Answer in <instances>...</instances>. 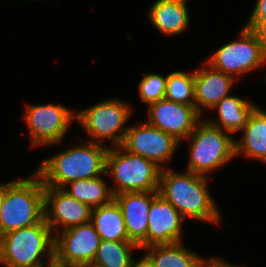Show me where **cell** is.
<instances>
[{"mask_svg":"<svg viewBox=\"0 0 266 267\" xmlns=\"http://www.w3.org/2000/svg\"><path fill=\"white\" fill-rule=\"evenodd\" d=\"M45 255L48 265L54 264V234L45 219L0 236L2 266L45 267Z\"/></svg>","mask_w":266,"mask_h":267,"instance_id":"4","label":"cell"},{"mask_svg":"<svg viewBox=\"0 0 266 267\" xmlns=\"http://www.w3.org/2000/svg\"><path fill=\"white\" fill-rule=\"evenodd\" d=\"M29 1H38V2H40V1H45V0H29Z\"/></svg>","mask_w":266,"mask_h":267,"instance_id":"32","label":"cell"},{"mask_svg":"<svg viewBox=\"0 0 266 267\" xmlns=\"http://www.w3.org/2000/svg\"><path fill=\"white\" fill-rule=\"evenodd\" d=\"M74 113V114H73ZM76 119V111L62 104H27L23 120L29 130L33 147L62 144L72 120Z\"/></svg>","mask_w":266,"mask_h":267,"instance_id":"9","label":"cell"},{"mask_svg":"<svg viewBox=\"0 0 266 267\" xmlns=\"http://www.w3.org/2000/svg\"><path fill=\"white\" fill-rule=\"evenodd\" d=\"M147 115L149 124L172 135L180 143L187 139L203 119L195 105L176 103L165 98L149 105Z\"/></svg>","mask_w":266,"mask_h":267,"instance_id":"13","label":"cell"},{"mask_svg":"<svg viewBox=\"0 0 266 267\" xmlns=\"http://www.w3.org/2000/svg\"><path fill=\"white\" fill-rule=\"evenodd\" d=\"M241 133V139H235V157L243 155L266 164V110L257 106Z\"/></svg>","mask_w":266,"mask_h":267,"instance_id":"18","label":"cell"},{"mask_svg":"<svg viewBox=\"0 0 266 267\" xmlns=\"http://www.w3.org/2000/svg\"><path fill=\"white\" fill-rule=\"evenodd\" d=\"M237 81L233 76L215 70L205 62L194 71L195 108L203 116L204 110H211L223 98L230 95Z\"/></svg>","mask_w":266,"mask_h":267,"instance_id":"15","label":"cell"},{"mask_svg":"<svg viewBox=\"0 0 266 267\" xmlns=\"http://www.w3.org/2000/svg\"><path fill=\"white\" fill-rule=\"evenodd\" d=\"M131 267H152L151 264L142 257L140 260H134L131 264Z\"/></svg>","mask_w":266,"mask_h":267,"instance_id":"29","label":"cell"},{"mask_svg":"<svg viewBox=\"0 0 266 267\" xmlns=\"http://www.w3.org/2000/svg\"><path fill=\"white\" fill-rule=\"evenodd\" d=\"M101 237L90 221L54 235V264L57 267H79L91 264Z\"/></svg>","mask_w":266,"mask_h":267,"instance_id":"10","label":"cell"},{"mask_svg":"<svg viewBox=\"0 0 266 267\" xmlns=\"http://www.w3.org/2000/svg\"><path fill=\"white\" fill-rule=\"evenodd\" d=\"M154 161L111 146L106 156V173L113 177L114 195L126 192H158L160 172Z\"/></svg>","mask_w":266,"mask_h":267,"instance_id":"6","label":"cell"},{"mask_svg":"<svg viewBox=\"0 0 266 267\" xmlns=\"http://www.w3.org/2000/svg\"><path fill=\"white\" fill-rule=\"evenodd\" d=\"M79 267H95V266H93L92 264H88V265H82V266H79Z\"/></svg>","mask_w":266,"mask_h":267,"instance_id":"31","label":"cell"},{"mask_svg":"<svg viewBox=\"0 0 266 267\" xmlns=\"http://www.w3.org/2000/svg\"><path fill=\"white\" fill-rule=\"evenodd\" d=\"M184 221L180 212L158 194L152 200L148 213L147 236L138 245L139 249L182 242Z\"/></svg>","mask_w":266,"mask_h":267,"instance_id":"14","label":"cell"},{"mask_svg":"<svg viewBox=\"0 0 266 267\" xmlns=\"http://www.w3.org/2000/svg\"><path fill=\"white\" fill-rule=\"evenodd\" d=\"M91 216L92 208L88 204L71 197L62 188L45 187L44 219L54 235L90 222Z\"/></svg>","mask_w":266,"mask_h":267,"instance_id":"12","label":"cell"},{"mask_svg":"<svg viewBox=\"0 0 266 267\" xmlns=\"http://www.w3.org/2000/svg\"><path fill=\"white\" fill-rule=\"evenodd\" d=\"M44 190L41 177L7 182V190L0 209V236L40 223L44 219Z\"/></svg>","mask_w":266,"mask_h":267,"instance_id":"3","label":"cell"},{"mask_svg":"<svg viewBox=\"0 0 266 267\" xmlns=\"http://www.w3.org/2000/svg\"><path fill=\"white\" fill-rule=\"evenodd\" d=\"M159 192H126L114 195L119 204L128 238L139 245L147 236L148 213Z\"/></svg>","mask_w":266,"mask_h":267,"instance_id":"16","label":"cell"},{"mask_svg":"<svg viewBox=\"0 0 266 267\" xmlns=\"http://www.w3.org/2000/svg\"><path fill=\"white\" fill-rule=\"evenodd\" d=\"M165 99L185 105H194V72L173 71L167 75Z\"/></svg>","mask_w":266,"mask_h":267,"instance_id":"24","label":"cell"},{"mask_svg":"<svg viewBox=\"0 0 266 267\" xmlns=\"http://www.w3.org/2000/svg\"><path fill=\"white\" fill-rule=\"evenodd\" d=\"M132 113L129 103L114 98L77 111L76 121L91 139L88 141L102 144L106 139L115 147L122 144L129 128L125 124Z\"/></svg>","mask_w":266,"mask_h":267,"instance_id":"7","label":"cell"},{"mask_svg":"<svg viewBox=\"0 0 266 267\" xmlns=\"http://www.w3.org/2000/svg\"><path fill=\"white\" fill-rule=\"evenodd\" d=\"M91 222L101 240L131 241L127 235L122 210L115 199L93 208Z\"/></svg>","mask_w":266,"mask_h":267,"instance_id":"21","label":"cell"},{"mask_svg":"<svg viewBox=\"0 0 266 267\" xmlns=\"http://www.w3.org/2000/svg\"><path fill=\"white\" fill-rule=\"evenodd\" d=\"M209 176H202L185 170L183 173L162 168L159 181V195L170 202L186 220L219 224L220 210L209 193Z\"/></svg>","mask_w":266,"mask_h":267,"instance_id":"1","label":"cell"},{"mask_svg":"<svg viewBox=\"0 0 266 267\" xmlns=\"http://www.w3.org/2000/svg\"><path fill=\"white\" fill-rule=\"evenodd\" d=\"M134 249L139 250V246L132 241L101 240L91 264L95 267H131L135 260Z\"/></svg>","mask_w":266,"mask_h":267,"instance_id":"23","label":"cell"},{"mask_svg":"<svg viewBox=\"0 0 266 267\" xmlns=\"http://www.w3.org/2000/svg\"><path fill=\"white\" fill-rule=\"evenodd\" d=\"M257 107L252 101L239 96L228 95L217 103L211 110H216L217 119H206L210 124L233 134L239 133L248 122Z\"/></svg>","mask_w":266,"mask_h":267,"instance_id":"19","label":"cell"},{"mask_svg":"<svg viewBox=\"0 0 266 267\" xmlns=\"http://www.w3.org/2000/svg\"><path fill=\"white\" fill-rule=\"evenodd\" d=\"M143 256L152 267H201L203 257L182 242L143 248Z\"/></svg>","mask_w":266,"mask_h":267,"instance_id":"20","label":"cell"},{"mask_svg":"<svg viewBox=\"0 0 266 267\" xmlns=\"http://www.w3.org/2000/svg\"><path fill=\"white\" fill-rule=\"evenodd\" d=\"M81 142L52 155L35 170L45 187L63 188L68 183L107 176L106 156L110 146Z\"/></svg>","mask_w":266,"mask_h":267,"instance_id":"2","label":"cell"},{"mask_svg":"<svg viewBox=\"0 0 266 267\" xmlns=\"http://www.w3.org/2000/svg\"><path fill=\"white\" fill-rule=\"evenodd\" d=\"M167 84V75L162 76L150 73L141 79L138 84V93L142 103L147 107L158 100L164 99Z\"/></svg>","mask_w":266,"mask_h":267,"instance_id":"25","label":"cell"},{"mask_svg":"<svg viewBox=\"0 0 266 267\" xmlns=\"http://www.w3.org/2000/svg\"><path fill=\"white\" fill-rule=\"evenodd\" d=\"M201 267H244V266L238 264L232 265V263L230 264L228 261L226 262V260L224 261L223 259H219L218 257H212L209 260L204 258L201 263Z\"/></svg>","mask_w":266,"mask_h":267,"instance_id":"27","label":"cell"},{"mask_svg":"<svg viewBox=\"0 0 266 267\" xmlns=\"http://www.w3.org/2000/svg\"><path fill=\"white\" fill-rule=\"evenodd\" d=\"M50 267H57L55 264L50 265Z\"/></svg>","mask_w":266,"mask_h":267,"instance_id":"33","label":"cell"},{"mask_svg":"<svg viewBox=\"0 0 266 267\" xmlns=\"http://www.w3.org/2000/svg\"><path fill=\"white\" fill-rule=\"evenodd\" d=\"M129 126L120 145L127 152L154 161L159 167L169 163L180 144L172 135L147 121Z\"/></svg>","mask_w":266,"mask_h":267,"instance_id":"11","label":"cell"},{"mask_svg":"<svg viewBox=\"0 0 266 267\" xmlns=\"http://www.w3.org/2000/svg\"><path fill=\"white\" fill-rule=\"evenodd\" d=\"M6 190H7V182H4L3 184L0 183V209H1L3 202H4Z\"/></svg>","mask_w":266,"mask_h":267,"instance_id":"30","label":"cell"},{"mask_svg":"<svg viewBox=\"0 0 266 267\" xmlns=\"http://www.w3.org/2000/svg\"><path fill=\"white\" fill-rule=\"evenodd\" d=\"M250 17H266V0H257Z\"/></svg>","mask_w":266,"mask_h":267,"instance_id":"28","label":"cell"},{"mask_svg":"<svg viewBox=\"0 0 266 267\" xmlns=\"http://www.w3.org/2000/svg\"><path fill=\"white\" fill-rule=\"evenodd\" d=\"M244 27L254 31L266 52V17H248Z\"/></svg>","mask_w":266,"mask_h":267,"instance_id":"26","label":"cell"},{"mask_svg":"<svg viewBox=\"0 0 266 267\" xmlns=\"http://www.w3.org/2000/svg\"><path fill=\"white\" fill-rule=\"evenodd\" d=\"M206 63L238 80L239 76L263 67L266 52L257 34L243 27L235 40L217 48Z\"/></svg>","mask_w":266,"mask_h":267,"instance_id":"8","label":"cell"},{"mask_svg":"<svg viewBox=\"0 0 266 267\" xmlns=\"http://www.w3.org/2000/svg\"><path fill=\"white\" fill-rule=\"evenodd\" d=\"M186 4L179 0H156L148 11L149 20L161 34H181L190 26Z\"/></svg>","mask_w":266,"mask_h":267,"instance_id":"17","label":"cell"},{"mask_svg":"<svg viewBox=\"0 0 266 267\" xmlns=\"http://www.w3.org/2000/svg\"><path fill=\"white\" fill-rule=\"evenodd\" d=\"M62 189L71 197L88 204L92 209L110 203L114 199L111 187L101 176L77 180L68 183Z\"/></svg>","mask_w":266,"mask_h":267,"instance_id":"22","label":"cell"},{"mask_svg":"<svg viewBox=\"0 0 266 267\" xmlns=\"http://www.w3.org/2000/svg\"><path fill=\"white\" fill-rule=\"evenodd\" d=\"M235 139L229 132L210 124L206 118L200 120L187 137L190 155L185 170L208 176L235 158Z\"/></svg>","mask_w":266,"mask_h":267,"instance_id":"5","label":"cell"}]
</instances>
